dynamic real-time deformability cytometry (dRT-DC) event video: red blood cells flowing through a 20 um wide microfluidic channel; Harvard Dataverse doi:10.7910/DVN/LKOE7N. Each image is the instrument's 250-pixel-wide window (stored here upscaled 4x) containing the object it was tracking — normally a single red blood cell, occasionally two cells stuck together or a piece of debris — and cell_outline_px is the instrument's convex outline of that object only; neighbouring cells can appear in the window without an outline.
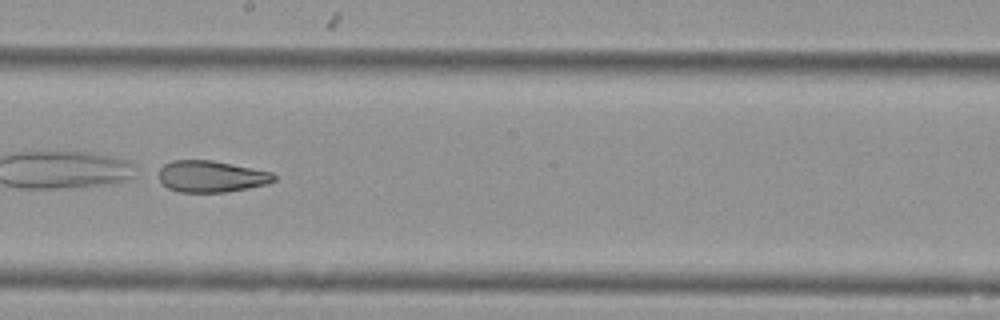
{"species": "Egyptian fruit bat (a non-hibernating species)", "species_latin": "Rousettus aegyptiacus", "temperature_condition": "cold", "stored_images_in_passage": 56, "camera_frame_rate_fps": 3000, "um_per_image_px": 0.085, "animal": {"sex": "female"}, "frame": {"image": 1, "passage_image": 32, "time_ms": 10.333, "image_size_px": [1000, 320], "cell_outline_px": [[276, 180], [268, 184], [228, 192], [180, 192], [168, 188], [160, 180], [160, 168], [164, 164], [172, 160], [212, 160], [272, 172], [276, 176]], "centroid_in_image_um": [17.98, 15.0], "position_along_channel_um": 230.2, "area_um2": 21.15}}